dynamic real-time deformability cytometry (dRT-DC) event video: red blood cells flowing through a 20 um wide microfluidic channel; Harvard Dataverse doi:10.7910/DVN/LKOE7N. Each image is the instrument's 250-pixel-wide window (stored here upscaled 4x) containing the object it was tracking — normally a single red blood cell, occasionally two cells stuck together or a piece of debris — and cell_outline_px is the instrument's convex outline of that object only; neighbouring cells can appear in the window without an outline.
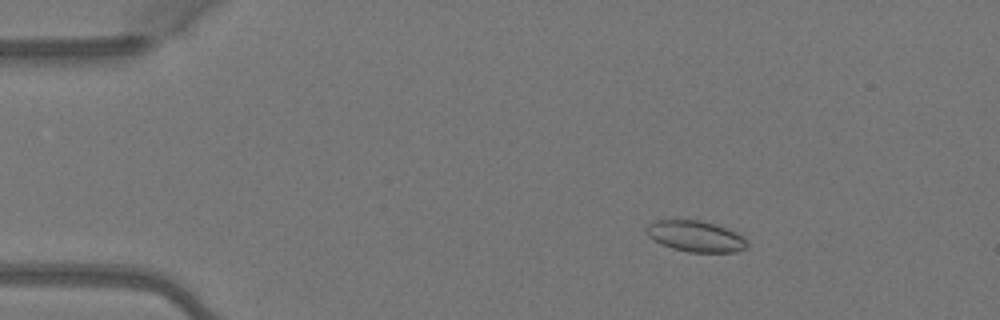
{"species": "Egyptian fruit bat (a non-hibernating species)", "species_latin": "Rousettus aegyptiacus", "temperature_condition": "warm", "stored_images_in_passage": 4, "camera_frame_rate_fps": 3000, "um_per_image_px": 0.085, "animal": {"sex": "female"}, "frame": {"image": 1, "passage_image": 2, "time_ms": 0.333, "image_size_px": [1000, 320], "cell_outline_px": [[748, 248], [736, 252], [688, 252], [672, 248], [660, 244], [652, 240], [648, 236], [644, 228], [648, 224], [656, 220], [700, 220], [716, 224], [736, 232], [744, 236], [748, 240]], "centroid_in_image_um": [59.14, 20.09], "position_along_channel_um": 25.9, "area_um2": 18.55}}
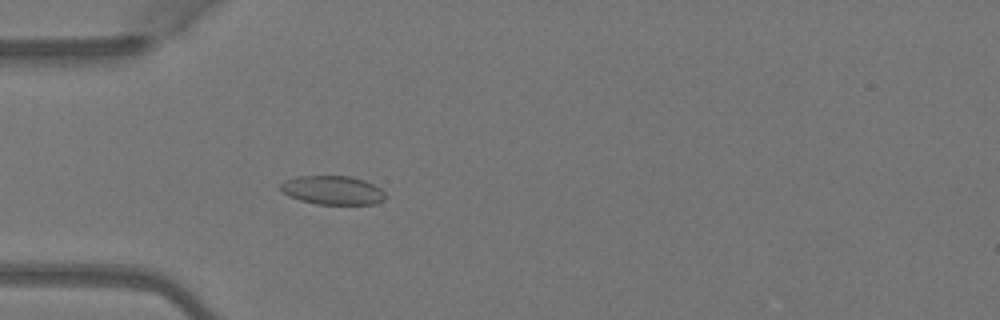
{"frame": {"image": 2, "passage_image": 4, "time_ms": 1.0, "image_size_px": [1000, 320], "cell_outline_px": [[388, 196], [384, 200], [376, 204], [316, 204], [300, 200], [284, 192], [280, 188], [280, 184], [284, 180], [296, 176], [348, 176], [364, 180], [380, 188]], "centroid_in_image_um": [28.3, 16.17], "position_along_channel_um": 56.7, "area_um2": 17.57}}